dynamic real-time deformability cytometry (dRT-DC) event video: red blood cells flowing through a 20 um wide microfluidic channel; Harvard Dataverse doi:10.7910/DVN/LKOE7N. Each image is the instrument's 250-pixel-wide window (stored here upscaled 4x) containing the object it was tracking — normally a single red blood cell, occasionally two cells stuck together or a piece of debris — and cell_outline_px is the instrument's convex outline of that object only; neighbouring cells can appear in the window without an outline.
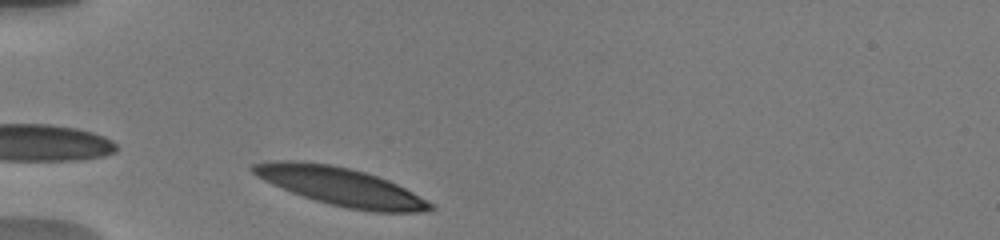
{"species": "human", "species_latin": "Homo sapiens", "temperature_condition": "warm", "stored_images_in_passage": 27, "camera_frame_rate_fps": 3000, "um_per_image_px": 0.085, "donor": {"sex": "male"}, "frame": {"image": 1, "passage_image": 2, "time_ms": 0.333, "image_size_px": [1000, 240], "cell_outline_px": [[436, 208], [428, 212], [372, 212], [348, 208], [316, 200], [292, 192], [272, 184], [256, 176], [252, 172], [252, 164], [276, 160], [296, 160], [332, 164], [364, 172], [388, 180], [436, 204]], "centroid_in_image_um": [29.0, 15.85], "position_along_channel_um": 56.0, "area_um2": 39.19}}
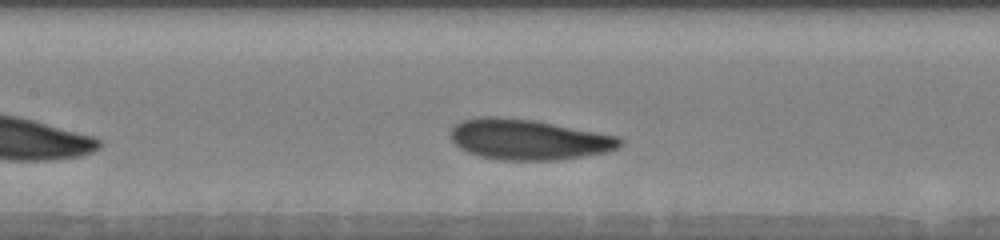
{"frame": {"image": 2, "passage_image": 13, "time_ms": 3.667, "image_size_px": [1000, 240], "cell_outline_px": [[624, 140], [616, 148], [604, 152], [560, 160], [500, 160], [480, 156], [468, 152], [460, 148], [452, 140], [452, 128], [460, 120], [480, 116], [496, 116], [532, 120], [616, 136]], "centroid_in_image_um": [44.86, 11.86], "position_along_channel_um": 162.5, "area_um2": 39.48}}
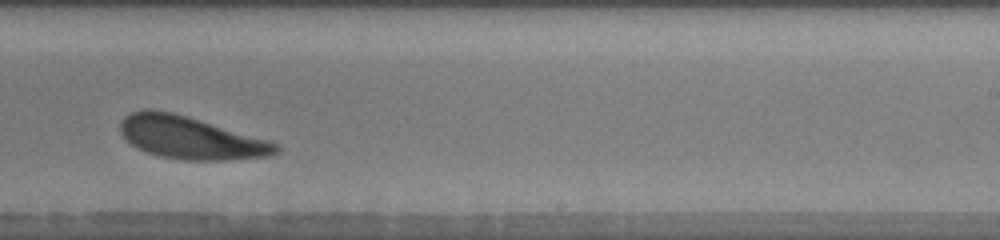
{"frame": {"image": 3, "passage_image": 20, "time_ms": 6.667, "image_size_px": [1000, 240], "cell_outline_px": [[280, 152], [272, 156], [228, 160], [184, 160], [160, 156], [144, 152], [132, 144], [120, 132], [120, 120], [124, 116], [132, 112], [144, 108], [152, 108], [172, 112], [188, 116], [272, 140], [280, 144]], "centroid_in_image_um": [16.25, 11.7], "position_along_channel_um": 272.7, "area_um2": 39.25}, "authors_computed_cell_mechanics": {"area_um2": 39.2462, "velocity_mm_per_s": 3.6877, "shape_relaxation_time_tau1_ms": 1.9992, "shape_relaxation_time_tau2_ms": 5.0247, "deformation_change_tau1": 0.1153, "deformation_change_tau2": 0.1475}}